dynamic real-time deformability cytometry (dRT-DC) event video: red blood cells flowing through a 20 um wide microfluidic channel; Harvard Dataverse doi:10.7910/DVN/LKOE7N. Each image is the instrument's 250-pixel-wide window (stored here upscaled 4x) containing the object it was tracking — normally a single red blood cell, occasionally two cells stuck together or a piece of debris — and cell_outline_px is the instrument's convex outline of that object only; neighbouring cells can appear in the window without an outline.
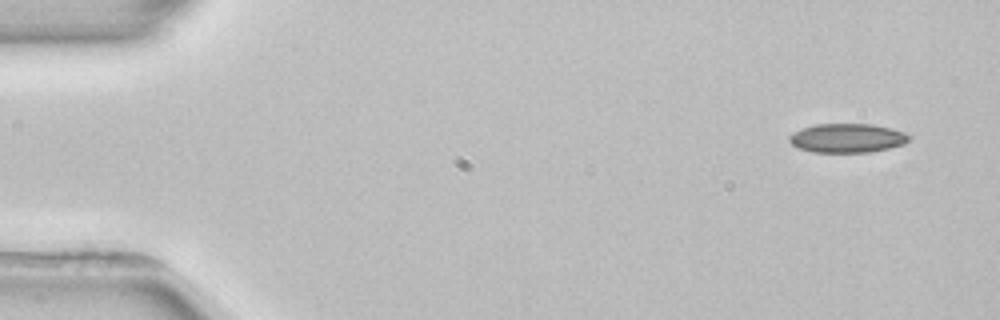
{"species": "common noctule bat (a hibernating species)", "species_latin": "Nyctalus noctula", "temperature_condition": "room temperature", "stored_images_in_passage": 5, "camera_frame_rate_fps": 3000, "um_per_image_px": 0.085, "animal": {"sex": "female", "body_mass_g": 22.7, "forearm_length_mm": 54.2}, "frame": {"image": 1, "passage_image": 1, "time_ms": 0.0, "image_size_px": [1000, 320], "cell_outline_px": [[912, 136], [904, 144], [872, 152], [812, 152], [800, 148], [792, 144], [788, 140], [788, 136], [792, 132], [816, 124], [872, 124], [904, 132]], "centroid_in_image_um": [72.01, 11.74], "position_along_channel_um": 13.0, "area_um2": 20.17}}
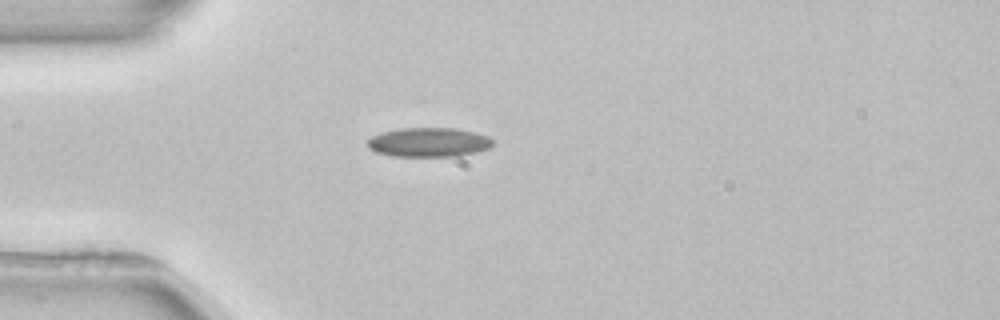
{"frame": {"image": 2, "passage_image": 4, "time_ms": 3.667, "image_size_px": [1000, 320], "cell_outline_px": [[496, 140], [492, 148], [460, 156], [392, 156], [376, 152], [368, 148], [368, 140], [372, 136], [380, 132], [400, 128], [452, 128], [476, 132], [488, 136]], "centroid_in_image_um": [36.49, 12.09], "position_along_channel_um": 48.5, "area_um2": 21.68}}